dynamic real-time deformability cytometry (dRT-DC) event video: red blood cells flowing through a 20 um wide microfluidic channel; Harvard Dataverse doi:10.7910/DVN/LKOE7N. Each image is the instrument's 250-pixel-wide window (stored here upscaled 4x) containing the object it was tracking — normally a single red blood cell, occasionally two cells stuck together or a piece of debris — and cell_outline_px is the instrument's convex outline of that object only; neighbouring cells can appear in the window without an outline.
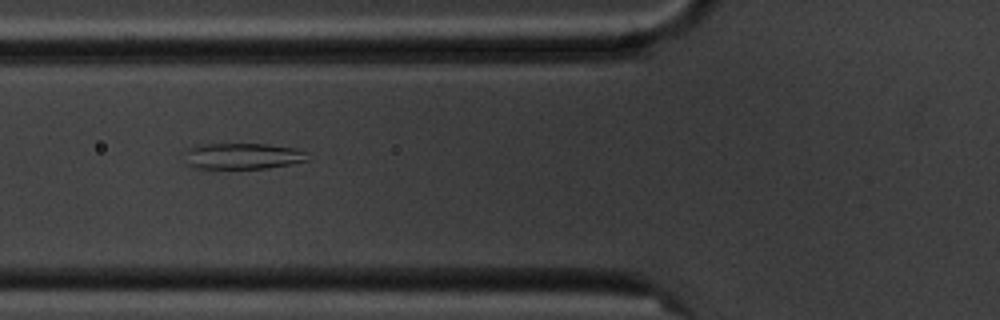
{"species": "common noctule bat (a hibernating species)", "species_latin": "Nyctalus noctula", "temperature_condition": "cold", "stored_images_in_passage": 6, "camera_frame_rate_fps": 3000, "um_per_image_px": 0.085, "animal": {"sex": "male", "body_mass_g": 20.1, "forearm_length_mm": 53.5}, "frame": {"image": 1, "passage_image": 6, "time_ms": 6.0, "image_size_px": [1000, 320], "cell_outline_px": [[312, 160], [268, 168], [188, 168], [188, 148], [196, 144], [268, 144], [296, 148], [308, 152]], "centroid_in_image_um": [20.72, 13.26], "position_along_channel_um": 105.1, "area_um2": 18.84}}